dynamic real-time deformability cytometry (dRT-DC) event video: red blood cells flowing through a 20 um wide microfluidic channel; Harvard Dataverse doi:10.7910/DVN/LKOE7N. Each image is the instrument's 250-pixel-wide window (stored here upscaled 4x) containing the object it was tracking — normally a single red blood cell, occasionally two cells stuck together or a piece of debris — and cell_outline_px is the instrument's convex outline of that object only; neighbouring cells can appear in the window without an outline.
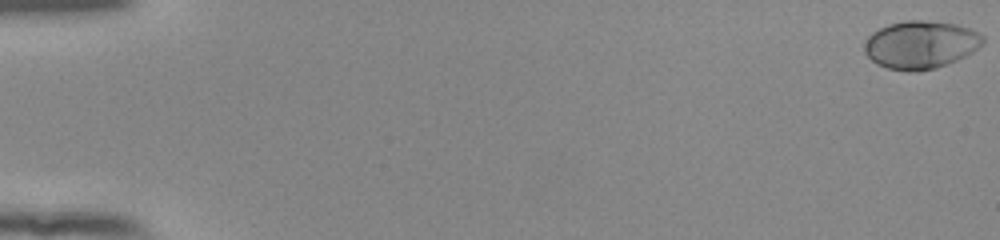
{"species": "human", "species_latin": "Homo sapiens", "temperature_condition": "room temperature", "stored_images_in_passage": 53, "camera_frame_rate_fps": 3000, "um_per_image_px": 0.085, "donor": {"sex": "female"}, "frame": {"image": 1, "passage_image": 1, "time_ms": 0.0, "image_size_px": [1000, 240], "cell_outline_px": [[984, 44], [972, 52], [956, 60], [936, 68], [916, 72], [908, 72], [888, 68], [876, 64], [864, 52], [864, 44], [868, 36], [872, 32], [888, 24], [904, 20], [924, 20], [956, 24], [980, 32], [984, 36]], "centroid_in_image_um": [78.25, 3.8], "position_along_channel_um": 6.7, "area_um2": 33.29}}
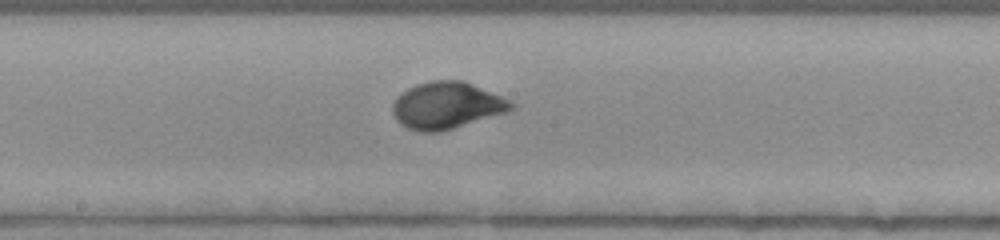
{"frame": {"image": 2, "passage_image": 31, "time_ms": 10.0, "image_size_px": [1000, 240], "cell_outline_px": [[516, 104], [508, 112], [440, 132], [420, 132], [408, 128], [400, 124], [396, 120], [392, 112], [392, 104], [396, 96], [408, 88], [432, 80], [464, 80], [500, 96]], "centroid_in_image_um": [37.94, 8.97], "position_along_channel_um": 210.3, "area_um2": 32.31}}
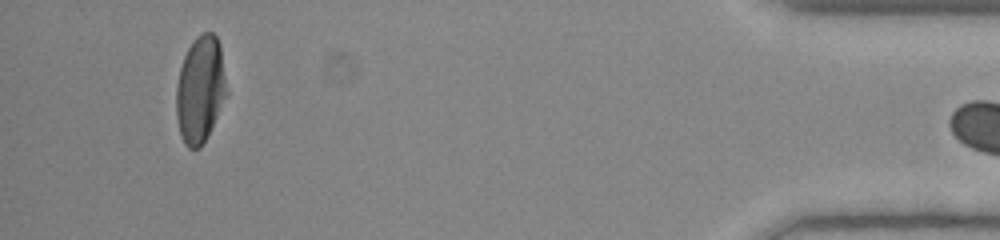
{"frame": {"image": 3, "passage_image": 52, "time_ms": 17.0, "image_size_px": [1000, 240], "cell_outline_px": [[228, 92], [208, 136], [200, 148], [188, 148], [184, 144], [180, 132], [176, 116], [176, 84], [180, 68], [184, 56], [188, 48], [196, 36], [204, 32], [212, 32], [216, 36], [220, 44]], "centroid_in_image_um": [17.02, 7.6], "position_along_channel_um": 418.2, "area_um2": 31.5}}